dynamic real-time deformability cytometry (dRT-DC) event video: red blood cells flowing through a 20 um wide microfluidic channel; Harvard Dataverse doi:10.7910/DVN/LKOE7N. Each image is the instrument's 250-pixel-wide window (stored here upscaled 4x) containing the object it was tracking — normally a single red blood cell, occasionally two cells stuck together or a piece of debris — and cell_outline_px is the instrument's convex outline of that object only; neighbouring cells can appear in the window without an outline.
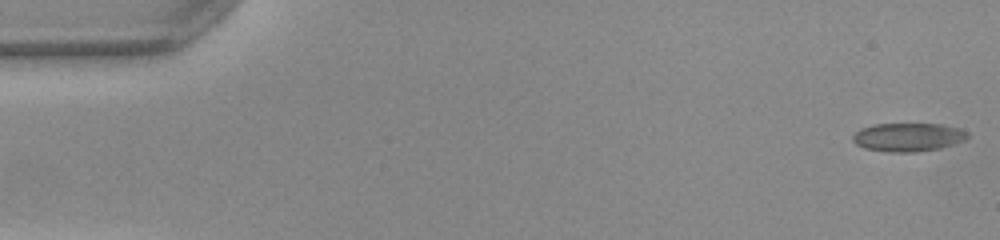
{"species": "common noctule bat (a hibernating species)", "species_latin": "Nyctalus noctula", "temperature_condition": "warm", "stored_images_in_passage": 51, "camera_frame_rate_fps": 3000, "um_per_image_px": 0.085, "animal": {"sex": "female", "body_mass_g": 22.0, "forearm_length_mm": 56.7}, "frame": {"image": 1, "passage_image": 1, "time_ms": 0.0, "image_size_px": [1000, 240], "cell_outline_px": [[968, 136], [964, 140], [940, 148], [916, 152], [888, 152], [864, 148], [856, 144], [852, 140], [852, 136], [860, 128], [872, 124], [940, 124], [956, 128], [968, 132]], "centroid_in_image_um": [77.13, 11.66], "position_along_channel_um": 7.9, "area_um2": 18.96}}
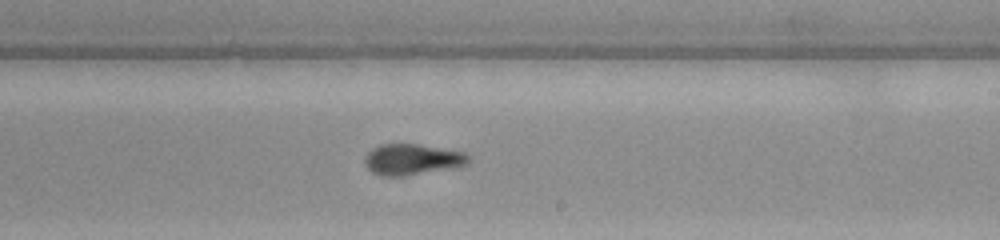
{"frame": {"image": 2, "passage_image": 30, "time_ms": 9.667, "image_size_px": [1000, 240], "cell_outline_px": [[468, 160], [464, 164], [448, 168], [404, 176], [380, 176], [372, 172], [364, 164], [364, 160], [368, 152], [372, 148], [380, 144], [416, 144], [464, 152], [468, 156]], "centroid_in_image_um": [34.94, 13.55], "position_along_channel_um": 254.1, "area_um2": 18.32}}
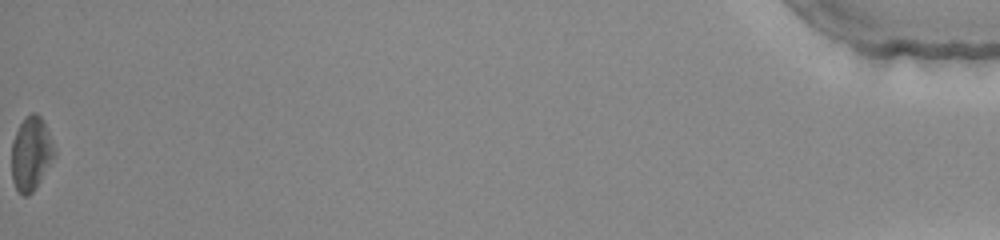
{"frame": {"image": 3, "passage_image": 51, "time_ms": 16.667, "image_size_px": [1000, 240], "cell_outline_px": [[52, 156], [36, 188], [28, 196], [24, 196], [16, 188], [12, 180], [12, 140], [20, 124], [32, 112], [36, 112], [44, 120], [52, 144]], "centroid_in_image_um": [2.59, 13.05], "position_along_channel_um": 432.6, "area_um2": 17.63}, "authors_computed_cell_mechanics": {"area_um2": 18.3226, "velocity_mm_per_s": 4.0247, "shape_relaxation_time_tau1_ms": 5.4938, "shape_relaxation_time_tau2_ms": 1.9234, "deformation_change_tau1": 0.1413, "deformation_change_tau2": 0.0904}}